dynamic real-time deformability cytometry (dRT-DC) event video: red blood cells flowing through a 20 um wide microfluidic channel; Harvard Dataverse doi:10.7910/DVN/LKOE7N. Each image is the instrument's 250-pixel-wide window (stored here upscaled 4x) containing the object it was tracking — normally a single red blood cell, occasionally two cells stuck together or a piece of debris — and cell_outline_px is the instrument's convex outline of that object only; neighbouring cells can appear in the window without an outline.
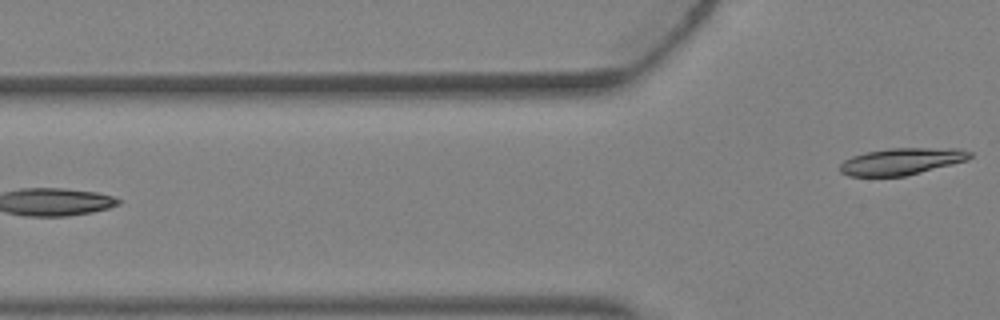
{"species": "Egyptian fruit bat (a non-hibernating species)", "species_latin": "Rousettus aegyptiacus", "temperature_condition": "warm", "stored_images_in_passage": 2, "camera_frame_rate_fps": 3000, "um_per_image_px": 0.085, "animal": {"sex": "female"}, "frame": {"image": 1, "passage_image": 2, "time_ms": 0.333, "image_size_px": [1000, 320], "cell_outline_px": [[972, 156], [968, 160], [904, 176], [848, 176], [840, 172], [840, 164], [844, 160], [852, 156], [868, 152], [888, 148], [956, 148], [972, 152]], "centroid_in_image_um": [76.63, 13.71], "position_along_channel_um": 49.2, "area_um2": 20.17}}